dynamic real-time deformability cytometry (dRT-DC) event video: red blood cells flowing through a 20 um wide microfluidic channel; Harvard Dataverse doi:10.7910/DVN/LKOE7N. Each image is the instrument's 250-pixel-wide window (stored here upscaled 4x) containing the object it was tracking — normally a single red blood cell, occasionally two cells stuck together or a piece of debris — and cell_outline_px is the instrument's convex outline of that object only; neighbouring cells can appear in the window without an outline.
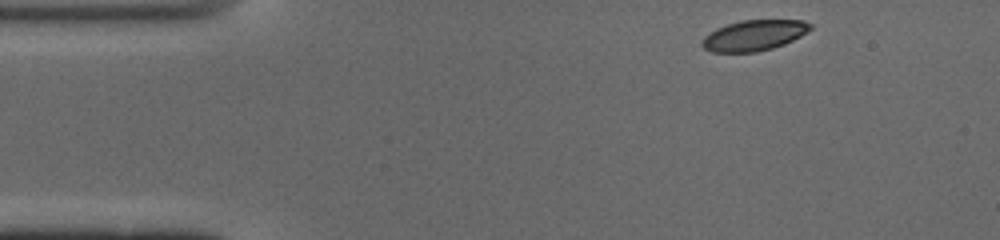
{"species": "common noctule bat (a hibernating species)", "species_latin": "Nyctalus noctula", "temperature_condition": "cold", "stored_images_in_passage": 46, "camera_frame_rate_fps": 3000, "um_per_image_px": 0.085, "animal": {"sex": "male", "body_mass_g": 19.0, "forearm_length_mm": 50.8}, "frame": {"image": 1, "passage_image": 1, "time_ms": 0.0, "image_size_px": [1000, 240], "cell_outline_px": [[812, 28], [800, 36], [784, 44], [772, 48], [756, 52], [712, 52], [704, 48], [700, 44], [704, 36], [716, 28], [740, 20], [804, 20], [812, 24]], "centroid_in_image_um": [64.08, 3.0], "position_along_channel_um": 20.9, "area_um2": 19.31}}
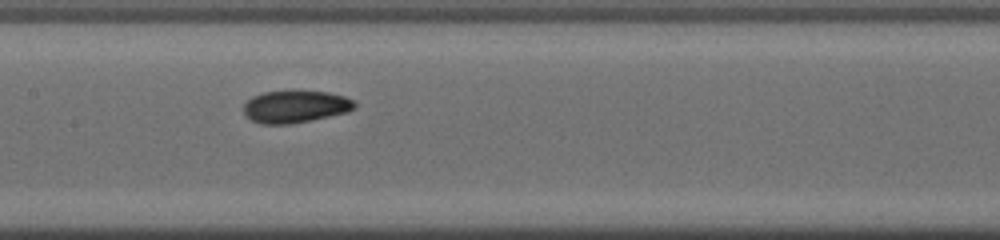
{"frame": {"image": 2, "passage_image": 19, "time_ms": 6.0, "image_size_px": [1000, 240], "cell_outline_px": [[356, 104], [348, 112], [292, 124], [260, 124], [244, 116], [244, 104], [252, 96], [264, 92], [328, 92], [344, 96], [352, 100]], "centroid_in_image_um": [25.06, 9.08], "position_along_channel_um": 182.3, "area_um2": 20.58}}
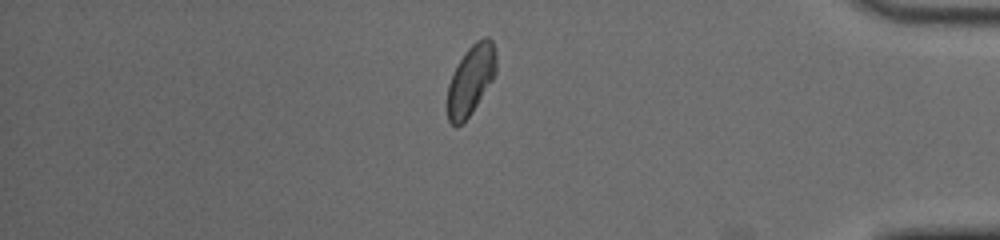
{"frame": {"image": 3, "passage_image": 38, "time_ms": 12.333, "image_size_px": [1000, 240], "cell_outline_px": [[496, 72], [492, 80], [472, 112], [456, 128], [448, 120], [448, 84], [456, 64], [468, 48], [476, 40], [484, 36], [488, 36], [492, 40], [496, 52]], "centroid_in_image_um": [40.03, 6.75], "position_along_channel_um": 395.2, "area_um2": 19.77}, "authors_computed_cell_mechanics": {"area_um2": 20.0566, "velocity_mm_per_s": 3.903, "shape_relaxation_time_tau1_ms": 4.8767, "shape_relaxation_time_tau2_ms": 2.172, "deformation_change_tau1": 0.129, "deformation_change_tau2": 0.051}}